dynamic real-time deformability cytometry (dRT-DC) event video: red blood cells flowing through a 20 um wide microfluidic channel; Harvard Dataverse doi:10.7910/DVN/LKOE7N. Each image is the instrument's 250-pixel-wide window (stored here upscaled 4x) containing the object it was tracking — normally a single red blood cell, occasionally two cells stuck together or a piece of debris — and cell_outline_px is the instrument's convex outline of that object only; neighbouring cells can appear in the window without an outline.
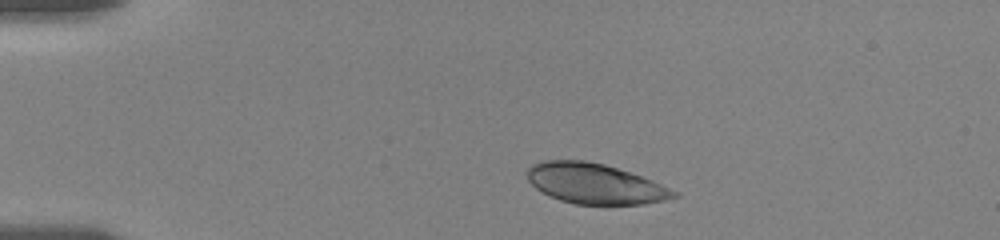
{"species": "human", "species_latin": "Homo sapiens", "temperature_condition": "room temperature", "stored_images_in_passage": 19, "camera_frame_rate_fps": 3000, "um_per_image_px": 0.085, "donor": {"sex": "female"}, "frame": {"image": 1, "passage_image": 1, "time_ms": 0.0, "image_size_px": [1000, 240], "cell_outline_px": [[680, 196], [664, 200], [644, 204], [576, 204], [560, 200], [548, 196], [536, 188], [528, 180], [528, 168], [532, 164], [544, 160], [584, 160], [604, 164], [652, 180], [680, 192]], "centroid_in_image_um": [50.58, 15.61], "position_along_channel_um": 34.4, "area_um2": 34.33}}
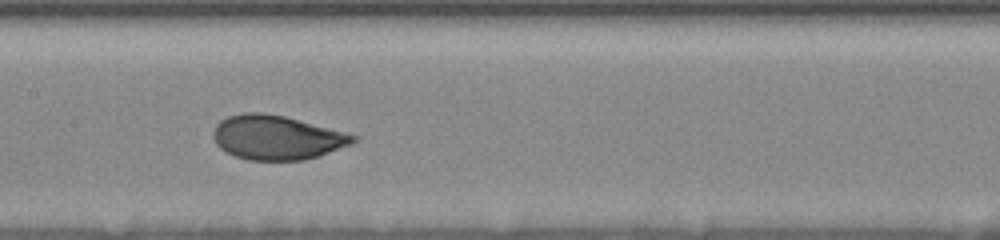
{"frame": {"image": 2, "passage_image": 9, "time_ms": 5.667, "image_size_px": [1000, 240], "cell_outline_px": [[360, 140], [352, 144], [320, 156], [304, 160], [248, 160], [236, 156], [220, 148], [216, 144], [212, 136], [212, 132], [216, 124], [220, 120], [228, 116], [244, 112], [260, 112], [284, 116], [360, 136]], "centroid_in_image_um": [23.55, 11.69], "position_along_channel_um": 183.9, "area_um2": 36.3}}
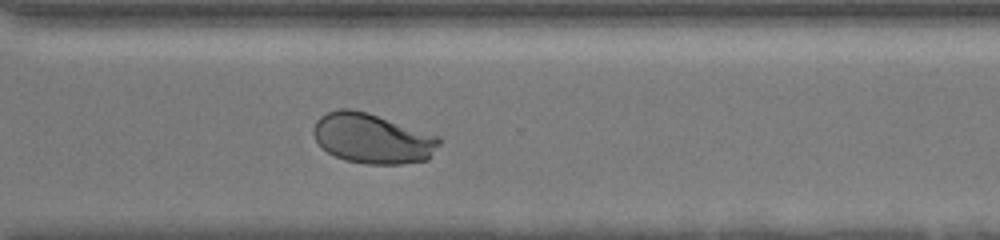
{"frame": {"image": 3, "passage_image": 19, "time_ms": 10.0, "image_size_px": [1000, 240], "cell_outline_px": [[440, 144], [428, 160], [400, 164], [364, 164], [344, 160], [328, 152], [316, 140], [312, 132], [312, 128], [316, 120], [320, 116], [328, 112], [340, 108], [352, 108], [368, 112], [440, 136]], "centroid_in_image_um": [31.66, 11.76], "position_along_channel_um": 338.9, "area_um2": 36.93}}